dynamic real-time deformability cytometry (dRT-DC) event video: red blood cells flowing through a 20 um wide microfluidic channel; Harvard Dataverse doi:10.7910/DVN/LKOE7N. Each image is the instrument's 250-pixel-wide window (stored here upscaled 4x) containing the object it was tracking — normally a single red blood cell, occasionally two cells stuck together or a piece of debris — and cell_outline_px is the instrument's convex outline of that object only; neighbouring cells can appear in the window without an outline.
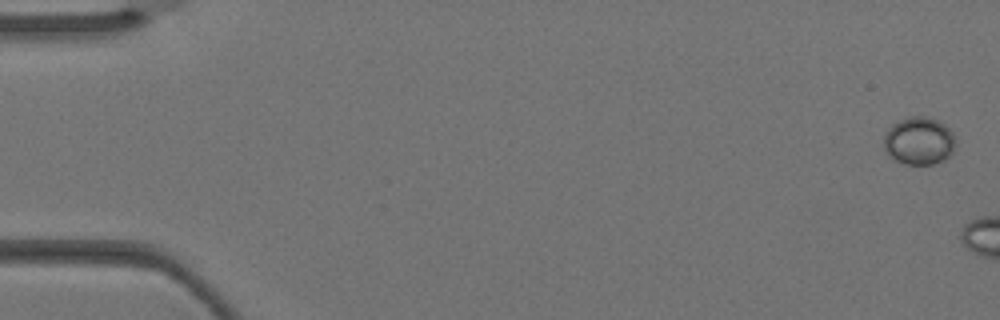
{"species": "Egyptian fruit bat (a non-hibernating species)", "species_latin": "Rousettus aegyptiacus", "temperature_condition": "warm", "stored_images_in_passage": 4, "camera_frame_rate_fps": 3000, "um_per_image_px": 0.085, "animal": {"sex": "female"}, "frame": {"image": 1, "passage_image": 1, "time_ms": 0.0, "image_size_px": [1000, 320], "cell_outline_px": [[956, 144], [952, 152], [944, 160], [932, 164], [908, 164], [896, 160], [888, 156], [884, 148], [884, 132], [892, 124], [908, 116], [928, 116], [944, 124], [952, 132], [956, 140]], "centroid_in_image_um": [78.11, 11.96], "position_along_channel_um": 6.9, "area_um2": 20.11}}